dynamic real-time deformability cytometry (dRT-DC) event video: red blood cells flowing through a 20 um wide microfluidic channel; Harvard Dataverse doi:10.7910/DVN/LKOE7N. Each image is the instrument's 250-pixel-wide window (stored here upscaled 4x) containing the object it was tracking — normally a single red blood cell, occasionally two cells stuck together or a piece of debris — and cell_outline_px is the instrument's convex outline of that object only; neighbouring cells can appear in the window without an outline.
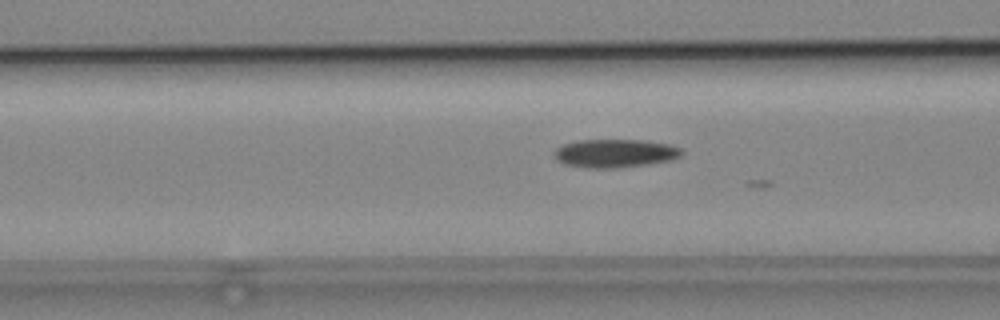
{"species": "common noctule bat (a hibernating species)", "species_latin": "Nyctalus noctula", "temperature_condition": "cold", "stored_images_in_passage": 14, "camera_frame_rate_fps": 3000, "um_per_image_px": 0.085, "animal": {"sex": "male", "body_mass_g": 19.2, "forearm_length_mm": 51.8}, "frame": {"image": 1, "passage_image": 11, "time_ms": 3.333, "image_size_px": [1000, 320], "cell_outline_px": [[684, 152], [680, 156], [672, 160], [648, 164], [616, 168], [588, 168], [564, 164], [556, 160], [552, 156], [552, 152], [560, 144], [576, 140], [644, 140], [668, 144], [680, 148]], "centroid_in_image_um": [52.21, 13.03], "position_along_channel_um": 114.4, "area_um2": 21.39}}